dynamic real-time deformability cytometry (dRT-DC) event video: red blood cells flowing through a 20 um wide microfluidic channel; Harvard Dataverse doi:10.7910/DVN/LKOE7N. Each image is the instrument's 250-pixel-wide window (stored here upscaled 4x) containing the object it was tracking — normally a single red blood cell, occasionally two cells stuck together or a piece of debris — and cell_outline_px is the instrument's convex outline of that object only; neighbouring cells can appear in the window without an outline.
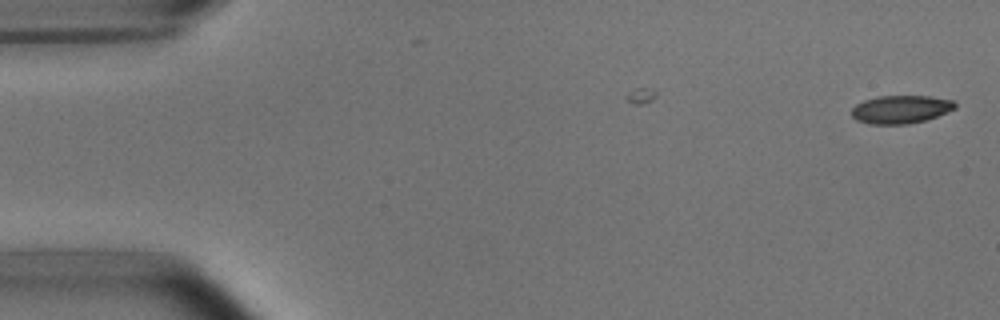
{"species": "common noctule bat (a hibernating species)", "species_latin": "Nyctalus noctula", "temperature_condition": "room temperature", "stored_images_in_passage": 8, "camera_frame_rate_fps": 3000, "um_per_image_px": 0.085, "animal": {"sex": "male", "body_mass_g": 15.6}, "frame": {"image": 1, "passage_image": 1, "time_ms": 0.0, "image_size_px": [1000, 320], "cell_outline_px": [[956, 108], [936, 116], [924, 120], [908, 124], [868, 124], [856, 120], [852, 116], [852, 108], [856, 104], [864, 100], [880, 96], [928, 96], [952, 100], [956, 104]], "centroid_in_image_um": [76.54, 9.3], "position_along_channel_um": 8.5, "area_um2": 16.82}}